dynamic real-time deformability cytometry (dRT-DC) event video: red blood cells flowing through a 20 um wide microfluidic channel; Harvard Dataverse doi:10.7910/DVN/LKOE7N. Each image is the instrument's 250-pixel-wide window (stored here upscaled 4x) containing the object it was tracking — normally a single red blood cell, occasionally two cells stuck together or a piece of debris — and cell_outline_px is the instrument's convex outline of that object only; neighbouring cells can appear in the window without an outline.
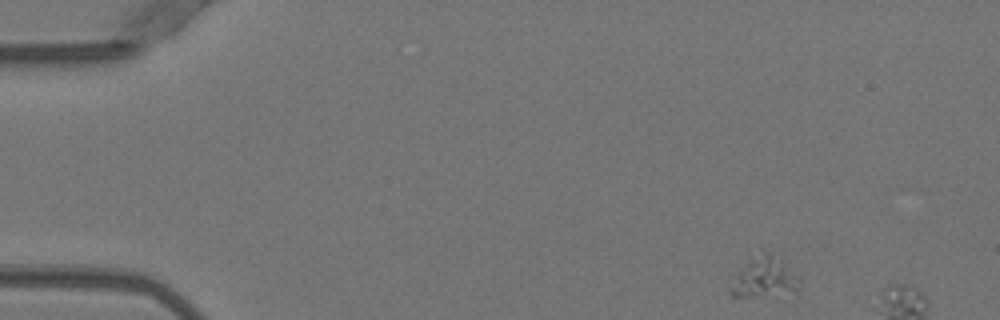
{"species": "Egyptian fruit bat (a non-hibernating species)", "species_latin": "Rousettus aegyptiacus", "temperature_condition": "warm", "stored_images_in_passage": 5, "segment_of_instrument_passage": [1, 2], "camera_frame_rate_fps": 3000, "um_per_image_px": 0.085, "animal": {"sex": "female"}, "frame": {"image": 1, "passage_image": 1, "time_ms": 0.0, "image_size_px": [1000, 320], "cell_outline_px": [[800, 276], [796, 288], [764, 296], [732, 296], [728, 292], [728, 288], [736, 276], [760, 248], [768, 252]], "centroid_in_image_um": [64.89, 23.55], "position_along_channel_um": 20.1, "area_um2": 15.37}}